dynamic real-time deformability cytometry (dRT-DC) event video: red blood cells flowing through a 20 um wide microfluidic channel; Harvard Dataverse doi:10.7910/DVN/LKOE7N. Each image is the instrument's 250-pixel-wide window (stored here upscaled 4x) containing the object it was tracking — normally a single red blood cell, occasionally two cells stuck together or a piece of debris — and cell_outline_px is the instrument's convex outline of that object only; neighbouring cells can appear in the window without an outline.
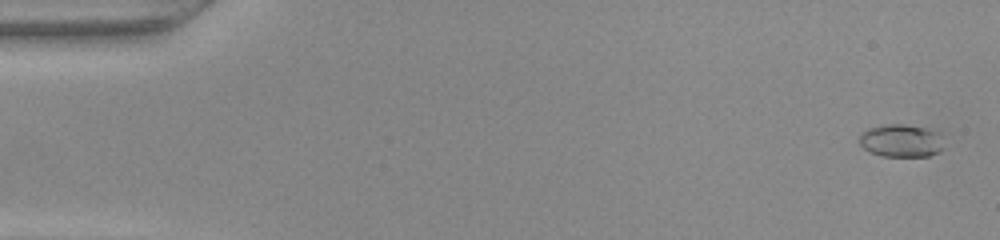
{"species": "common noctule bat (a hibernating species)", "species_latin": "Nyctalus noctula", "temperature_condition": "warm", "stored_images_in_passage": 47, "camera_frame_rate_fps": 3000, "um_per_image_px": 0.085, "animal": {"sex": "female", "body_mass_g": 22.0, "forearm_length_mm": 56.7}, "frame": {"image": 1, "passage_image": 2, "time_ms": 0.333, "image_size_px": [1000, 240], "cell_outline_px": [[944, 148], [940, 152], [928, 156], [880, 156], [868, 152], [860, 144], [860, 132], [868, 128], [884, 124], [904, 124], [924, 128], [940, 132]], "centroid_in_image_um": [76.6, 11.96], "position_along_channel_um": 8.4, "area_um2": 16.42}}
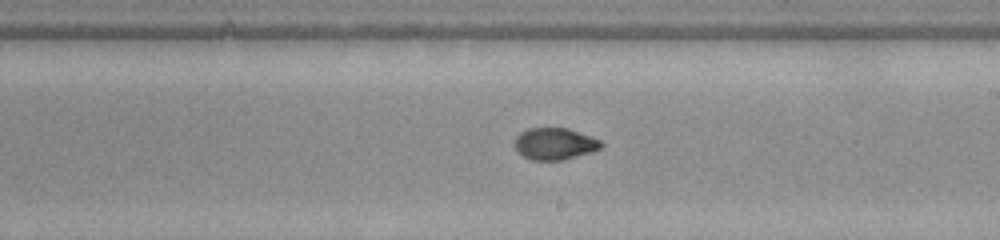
{"frame": {"image": 2, "passage_image": 29, "time_ms": 9.333, "image_size_px": [1000, 240], "cell_outline_px": [[604, 144], [600, 148], [592, 152], [560, 160], [532, 160], [524, 156], [516, 148], [516, 136], [520, 132], [528, 128], [568, 128], [600, 140]], "centroid_in_image_um": [47.16, 12.21], "position_along_channel_um": 241.8, "area_um2": 15.78}}
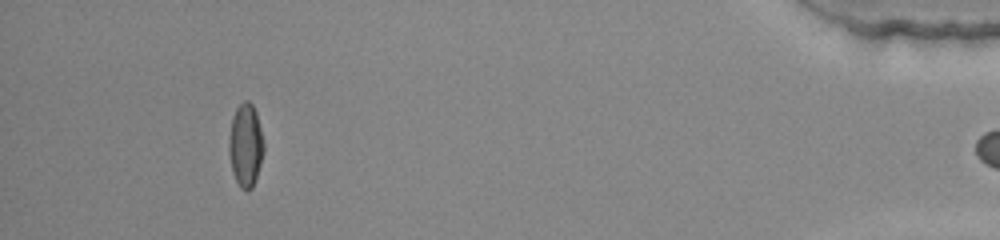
{"frame": {"image": 3, "passage_image": 46, "time_ms": 15.0, "image_size_px": [1000, 240], "cell_outline_px": [[264, 152], [252, 188], [248, 192], [240, 188], [232, 172], [228, 152], [228, 140], [232, 116], [236, 108], [244, 100], [248, 100], [252, 104], [256, 112], [264, 144]], "centroid_in_image_um": [20.85, 12.35], "position_along_channel_um": 414.3, "area_um2": 16.99}}